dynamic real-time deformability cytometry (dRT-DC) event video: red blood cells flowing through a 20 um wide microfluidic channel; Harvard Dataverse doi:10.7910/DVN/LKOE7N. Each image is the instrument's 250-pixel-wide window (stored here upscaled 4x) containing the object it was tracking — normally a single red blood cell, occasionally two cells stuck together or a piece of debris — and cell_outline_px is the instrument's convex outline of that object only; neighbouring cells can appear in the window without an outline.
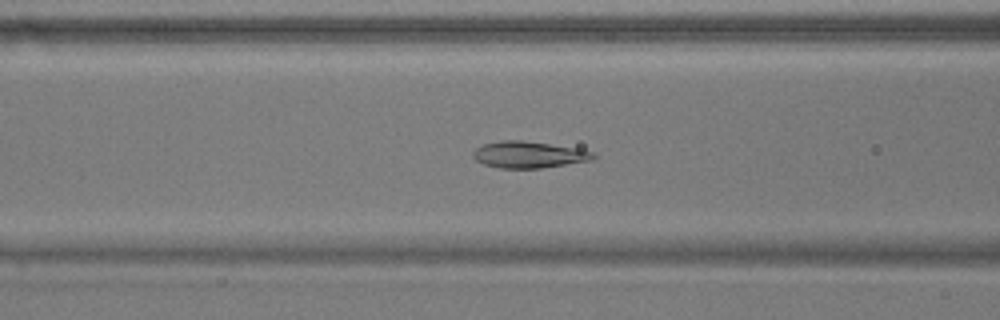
{"species": "common noctule bat (a hibernating species)", "species_latin": "Nyctalus noctula", "temperature_condition": "warm", "stored_images_in_passage": 55, "camera_frame_rate_fps": 3000, "um_per_image_px": 0.085, "animal": {"sex": "male", "body_mass_g": 17.9}, "frame": {"image": 1, "passage_image": 21, "time_ms": 6.667, "image_size_px": [1000, 320], "cell_outline_px": [[596, 156], [592, 160], [540, 168], [500, 168], [484, 164], [476, 160], [472, 156], [472, 152], [476, 148], [484, 144], [500, 140], [520, 140], [576, 148], [592, 152]], "centroid_in_image_um": [44.9, 13.14], "position_along_channel_um": 121.7, "area_um2": 18.38}}
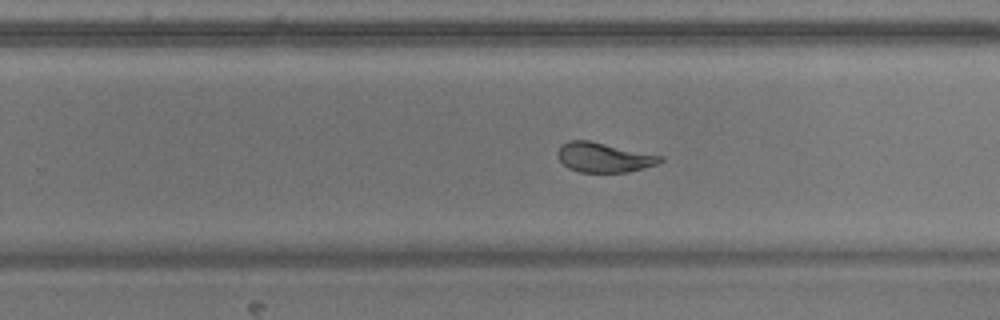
{"frame": {"image": 2, "passage_image": 34, "time_ms": 11.0, "image_size_px": [1000, 320], "cell_outline_px": [[664, 160], [656, 164], [628, 172], [580, 172], [568, 168], [556, 156], [556, 152], [560, 144], [568, 140], [588, 140], [664, 156]], "centroid_in_image_um": [51.29, 13.37], "position_along_channel_um": 278.5, "area_um2": 17.8}}
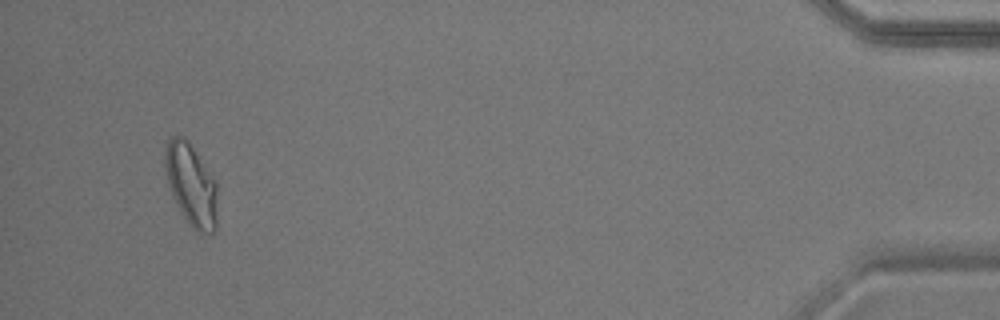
{"frame": {"image": 3, "passage_image": 52, "time_ms": 17.0, "image_size_px": [1000, 320], "cell_outline_px": [[216, 228], [212, 232], [196, 232], [188, 224], [176, 204], [172, 196], [168, 184], [164, 164], [164, 148], [168, 140], [172, 136], [184, 136], [188, 140], [216, 184]], "centroid_in_image_um": [16.2, 15.7], "position_along_channel_um": 419.0, "area_um2": 24.8}, "authors_computed_cell_mechanics": {"area_um2": 20.2878, "velocity_mm_per_s": 3.6212, "shape_relaxation_time_tau1_ms": 8.8769, "shape_relaxation_time_tau2_ms": 0.9602, "deformation_change_tau1": 0.2152, "deformation_change_tau2": 0.0675}}